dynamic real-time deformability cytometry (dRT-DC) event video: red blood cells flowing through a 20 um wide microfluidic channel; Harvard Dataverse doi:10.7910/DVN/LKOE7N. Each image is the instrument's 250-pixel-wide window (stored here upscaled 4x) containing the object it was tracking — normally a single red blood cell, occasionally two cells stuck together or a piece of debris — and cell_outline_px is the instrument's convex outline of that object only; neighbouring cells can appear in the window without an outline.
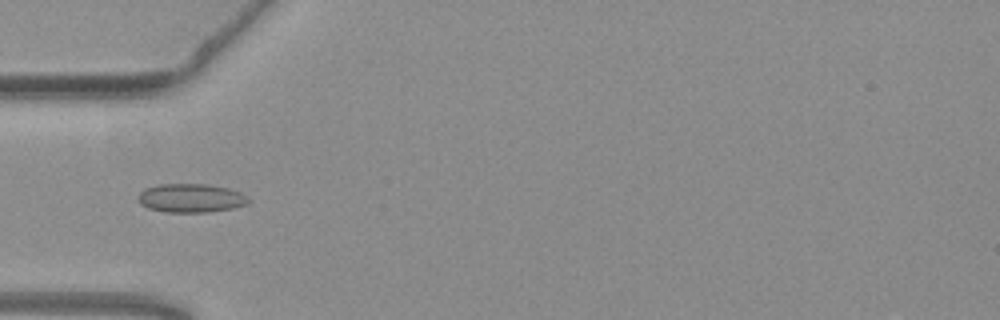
{"species": "common noctule bat (a hibernating species)", "species_latin": "Nyctalus noctula", "temperature_condition": "warm", "stored_images_in_passage": 54, "camera_frame_rate_fps": 3000, "um_per_image_px": 0.085, "animal": {"sex": "female", "body_mass_g": 19.3, "forearm_length_mm": 54.1}, "frame": {"image": 1, "passage_image": 17, "time_ms": 5.333, "image_size_px": [1000, 320], "cell_outline_px": [[252, 200], [248, 204], [232, 208], [208, 212], [164, 212], [148, 208], [140, 204], [136, 196], [144, 188], [156, 184], [204, 184], [228, 188], [240, 192], [248, 196]], "centroid_in_image_um": [16.21, 16.83], "position_along_channel_um": 68.8, "area_um2": 18.73}}
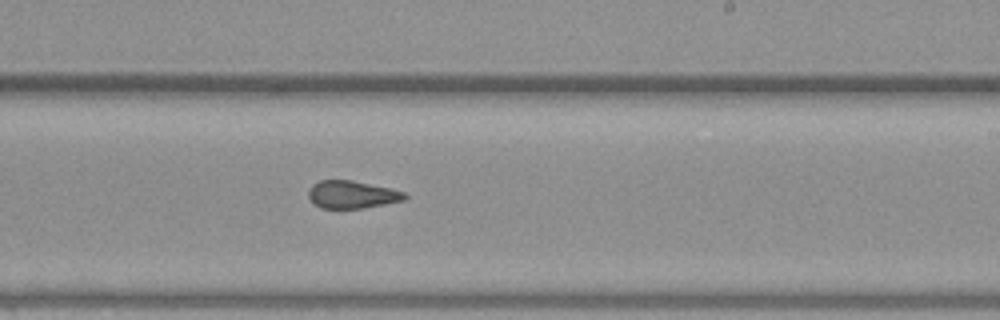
{"frame": {"image": 2, "passage_image": 32, "time_ms": 10.333, "image_size_px": [1000, 320], "cell_outline_px": [[408, 196], [404, 200], [364, 208], [320, 208], [308, 196], [308, 188], [312, 184], [320, 180], [352, 180], [392, 188], [404, 192]], "centroid_in_image_um": [29.92, 16.52], "position_along_channel_um": 259.1, "area_um2": 15.55}}
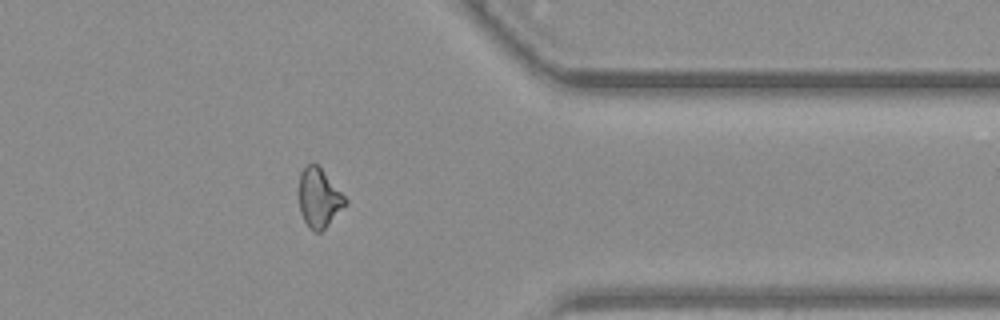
{"frame": {"image": 3, "passage_image": 43, "time_ms": 14.0, "image_size_px": [1000, 320], "cell_outline_px": [[348, 204], [320, 232], [316, 232], [308, 228], [300, 212], [300, 172], [308, 164], [316, 164], [320, 168], [348, 200]], "centroid_in_image_um": [27.13, 16.86], "position_along_channel_um": 384.3, "area_um2": 15.61}, "authors_computed_cell_mechanics": {"area_um2": 16.5886, "velocity_mm_per_s": 3.7957, "shape_relaxation_time_tau1_ms": null, "shape_relaxation_time_tau2_ms": 1.0204, "deformation_change_tau1": null, "deformation_change_tau2": 0.0662}}